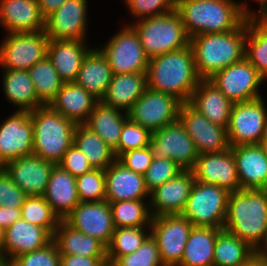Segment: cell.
I'll list each match as a JSON object with an SVG mask.
<instances>
[{"mask_svg": "<svg viewBox=\"0 0 267 266\" xmlns=\"http://www.w3.org/2000/svg\"><path fill=\"white\" fill-rule=\"evenodd\" d=\"M247 0H176L189 38L206 33H224L239 28L249 17H256Z\"/></svg>", "mask_w": 267, "mask_h": 266, "instance_id": "6da1fadb", "label": "cell"}, {"mask_svg": "<svg viewBox=\"0 0 267 266\" xmlns=\"http://www.w3.org/2000/svg\"><path fill=\"white\" fill-rule=\"evenodd\" d=\"M223 229L263 252L267 248V189L229 193Z\"/></svg>", "mask_w": 267, "mask_h": 266, "instance_id": "7a4b0ae2", "label": "cell"}, {"mask_svg": "<svg viewBox=\"0 0 267 266\" xmlns=\"http://www.w3.org/2000/svg\"><path fill=\"white\" fill-rule=\"evenodd\" d=\"M147 87L189 102L202 78L199 76L190 44L182 49L149 59Z\"/></svg>", "mask_w": 267, "mask_h": 266, "instance_id": "3957f363", "label": "cell"}, {"mask_svg": "<svg viewBox=\"0 0 267 266\" xmlns=\"http://www.w3.org/2000/svg\"><path fill=\"white\" fill-rule=\"evenodd\" d=\"M247 20L235 30L206 33L190 38L197 72L202 79L241 61L245 57Z\"/></svg>", "mask_w": 267, "mask_h": 266, "instance_id": "277c9868", "label": "cell"}, {"mask_svg": "<svg viewBox=\"0 0 267 266\" xmlns=\"http://www.w3.org/2000/svg\"><path fill=\"white\" fill-rule=\"evenodd\" d=\"M30 118L33 123V154L58 164L73 145L76 124L49 105L30 112Z\"/></svg>", "mask_w": 267, "mask_h": 266, "instance_id": "5b68a950", "label": "cell"}, {"mask_svg": "<svg viewBox=\"0 0 267 266\" xmlns=\"http://www.w3.org/2000/svg\"><path fill=\"white\" fill-rule=\"evenodd\" d=\"M128 25H131L139 35L141 44L149 59L182 49L190 43V38L176 9L163 15L136 22L130 21Z\"/></svg>", "mask_w": 267, "mask_h": 266, "instance_id": "8992f818", "label": "cell"}, {"mask_svg": "<svg viewBox=\"0 0 267 266\" xmlns=\"http://www.w3.org/2000/svg\"><path fill=\"white\" fill-rule=\"evenodd\" d=\"M228 196L224 188L195 180L181 216L195 227L223 229Z\"/></svg>", "mask_w": 267, "mask_h": 266, "instance_id": "52a82bcc", "label": "cell"}, {"mask_svg": "<svg viewBox=\"0 0 267 266\" xmlns=\"http://www.w3.org/2000/svg\"><path fill=\"white\" fill-rule=\"evenodd\" d=\"M98 48L106 56L113 75L147 72L148 61L139 35L128 24Z\"/></svg>", "mask_w": 267, "mask_h": 266, "instance_id": "ba28073f", "label": "cell"}, {"mask_svg": "<svg viewBox=\"0 0 267 266\" xmlns=\"http://www.w3.org/2000/svg\"><path fill=\"white\" fill-rule=\"evenodd\" d=\"M49 40L45 30L5 33L0 43V68L29 70L47 56Z\"/></svg>", "mask_w": 267, "mask_h": 266, "instance_id": "9c48e42d", "label": "cell"}, {"mask_svg": "<svg viewBox=\"0 0 267 266\" xmlns=\"http://www.w3.org/2000/svg\"><path fill=\"white\" fill-rule=\"evenodd\" d=\"M148 148L155 159H170L183 170H191L199 153L193 140L177 120L152 133Z\"/></svg>", "mask_w": 267, "mask_h": 266, "instance_id": "30bf717a", "label": "cell"}, {"mask_svg": "<svg viewBox=\"0 0 267 266\" xmlns=\"http://www.w3.org/2000/svg\"><path fill=\"white\" fill-rule=\"evenodd\" d=\"M209 80L232 103L262 98L260 87L265 82V79L245 57L219 70Z\"/></svg>", "mask_w": 267, "mask_h": 266, "instance_id": "8fae6325", "label": "cell"}, {"mask_svg": "<svg viewBox=\"0 0 267 266\" xmlns=\"http://www.w3.org/2000/svg\"><path fill=\"white\" fill-rule=\"evenodd\" d=\"M263 98L233 103L227 126L230 147L261 144L267 116Z\"/></svg>", "mask_w": 267, "mask_h": 266, "instance_id": "7c38bea8", "label": "cell"}, {"mask_svg": "<svg viewBox=\"0 0 267 266\" xmlns=\"http://www.w3.org/2000/svg\"><path fill=\"white\" fill-rule=\"evenodd\" d=\"M181 104L174 96L147 87L127 114L131 121L153 133L178 120Z\"/></svg>", "mask_w": 267, "mask_h": 266, "instance_id": "4fadbf2b", "label": "cell"}, {"mask_svg": "<svg viewBox=\"0 0 267 266\" xmlns=\"http://www.w3.org/2000/svg\"><path fill=\"white\" fill-rule=\"evenodd\" d=\"M150 228L163 265L177 266L183 257L192 223L181 215H162L152 217Z\"/></svg>", "mask_w": 267, "mask_h": 266, "instance_id": "5bb4252c", "label": "cell"}, {"mask_svg": "<svg viewBox=\"0 0 267 266\" xmlns=\"http://www.w3.org/2000/svg\"><path fill=\"white\" fill-rule=\"evenodd\" d=\"M178 120L193 140L199 155L230 148L227 128L210 122L188 102L181 104Z\"/></svg>", "mask_w": 267, "mask_h": 266, "instance_id": "9a60e30c", "label": "cell"}, {"mask_svg": "<svg viewBox=\"0 0 267 266\" xmlns=\"http://www.w3.org/2000/svg\"><path fill=\"white\" fill-rule=\"evenodd\" d=\"M88 0H66L45 19V33L50 40L87 41Z\"/></svg>", "mask_w": 267, "mask_h": 266, "instance_id": "2e32d148", "label": "cell"}, {"mask_svg": "<svg viewBox=\"0 0 267 266\" xmlns=\"http://www.w3.org/2000/svg\"><path fill=\"white\" fill-rule=\"evenodd\" d=\"M0 122V163L33 154V123L28 111H14Z\"/></svg>", "mask_w": 267, "mask_h": 266, "instance_id": "e0dca14e", "label": "cell"}, {"mask_svg": "<svg viewBox=\"0 0 267 266\" xmlns=\"http://www.w3.org/2000/svg\"><path fill=\"white\" fill-rule=\"evenodd\" d=\"M191 170L198 182L217 185L229 193L241 190L231 147L221 152L200 154Z\"/></svg>", "mask_w": 267, "mask_h": 266, "instance_id": "ac0fdd59", "label": "cell"}, {"mask_svg": "<svg viewBox=\"0 0 267 266\" xmlns=\"http://www.w3.org/2000/svg\"><path fill=\"white\" fill-rule=\"evenodd\" d=\"M64 221L76 230L96 238L106 247L114 233L109 202H80Z\"/></svg>", "mask_w": 267, "mask_h": 266, "instance_id": "d6986e66", "label": "cell"}, {"mask_svg": "<svg viewBox=\"0 0 267 266\" xmlns=\"http://www.w3.org/2000/svg\"><path fill=\"white\" fill-rule=\"evenodd\" d=\"M54 165L32 154L7 162L3 169L27 196H43Z\"/></svg>", "mask_w": 267, "mask_h": 266, "instance_id": "ffe728a7", "label": "cell"}, {"mask_svg": "<svg viewBox=\"0 0 267 266\" xmlns=\"http://www.w3.org/2000/svg\"><path fill=\"white\" fill-rule=\"evenodd\" d=\"M194 182L192 170H182L151 191L149 204L152 217L181 215Z\"/></svg>", "mask_w": 267, "mask_h": 266, "instance_id": "44dd1931", "label": "cell"}, {"mask_svg": "<svg viewBox=\"0 0 267 266\" xmlns=\"http://www.w3.org/2000/svg\"><path fill=\"white\" fill-rule=\"evenodd\" d=\"M241 190L267 189V148L262 144L231 146Z\"/></svg>", "mask_w": 267, "mask_h": 266, "instance_id": "7402d4cb", "label": "cell"}, {"mask_svg": "<svg viewBox=\"0 0 267 266\" xmlns=\"http://www.w3.org/2000/svg\"><path fill=\"white\" fill-rule=\"evenodd\" d=\"M0 27L5 33L45 30L37 0H0Z\"/></svg>", "mask_w": 267, "mask_h": 266, "instance_id": "603a6c76", "label": "cell"}, {"mask_svg": "<svg viewBox=\"0 0 267 266\" xmlns=\"http://www.w3.org/2000/svg\"><path fill=\"white\" fill-rule=\"evenodd\" d=\"M106 196L108 202L123 200H149L144 175L125 168L115 160L106 170Z\"/></svg>", "mask_w": 267, "mask_h": 266, "instance_id": "cb8c5ba5", "label": "cell"}, {"mask_svg": "<svg viewBox=\"0 0 267 266\" xmlns=\"http://www.w3.org/2000/svg\"><path fill=\"white\" fill-rule=\"evenodd\" d=\"M99 100L75 82H66L49 106L77 124H84Z\"/></svg>", "mask_w": 267, "mask_h": 266, "instance_id": "d4e9b609", "label": "cell"}, {"mask_svg": "<svg viewBox=\"0 0 267 266\" xmlns=\"http://www.w3.org/2000/svg\"><path fill=\"white\" fill-rule=\"evenodd\" d=\"M92 48L88 42L81 40H49L47 57L64 83L74 82Z\"/></svg>", "mask_w": 267, "mask_h": 266, "instance_id": "484cf974", "label": "cell"}, {"mask_svg": "<svg viewBox=\"0 0 267 266\" xmlns=\"http://www.w3.org/2000/svg\"><path fill=\"white\" fill-rule=\"evenodd\" d=\"M210 122L227 128L233 103L209 79H202L188 102Z\"/></svg>", "mask_w": 267, "mask_h": 266, "instance_id": "4316f807", "label": "cell"}, {"mask_svg": "<svg viewBox=\"0 0 267 266\" xmlns=\"http://www.w3.org/2000/svg\"><path fill=\"white\" fill-rule=\"evenodd\" d=\"M53 241V236L40 226L20 218L5 230V255L9 258L36 251Z\"/></svg>", "mask_w": 267, "mask_h": 266, "instance_id": "83f0119b", "label": "cell"}, {"mask_svg": "<svg viewBox=\"0 0 267 266\" xmlns=\"http://www.w3.org/2000/svg\"><path fill=\"white\" fill-rule=\"evenodd\" d=\"M43 197L59 219L64 220L80 203L76 177L59 165H54Z\"/></svg>", "mask_w": 267, "mask_h": 266, "instance_id": "f1b7e54d", "label": "cell"}, {"mask_svg": "<svg viewBox=\"0 0 267 266\" xmlns=\"http://www.w3.org/2000/svg\"><path fill=\"white\" fill-rule=\"evenodd\" d=\"M146 88V72L115 74L101 102L127 113Z\"/></svg>", "mask_w": 267, "mask_h": 266, "instance_id": "f546056e", "label": "cell"}, {"mask_svg": "<svg viewBox=\"0 0 267 266\" xmlns=\"http://www.w3.org/2000/svg\"><path fill=\"white\" fill-rule=\"evenodd\" d=\"M112 77V69L106 56L95 46L84 58L74 82L101 101Z\"/></svg>", "mask_w": 267, "mask_h": 266, "instance_id": "4dcf8cb0", "label": "cell"}, {"mask_svg": "<svg viewBox=\"0 0 267 266\" xmlns=\"http://www.w3.org/2000/svg\"><path fill=\"white\" fill-rule=\"evenodd\" d=\"M2 90L5 99L8 100L16 111L32 112L43 106L38 100L34 84L28 70L2 69Z\"/></svg>", "mask_w": 267, "mask_h": 266, "instance_id": "1f68e13d", "label": "cell"}, {"mask_svg": "<svg viewBox=\"0 0 267 266\" xmlns=\"http://www.w3.org/2000/svg\"><path fill=\"white\" fill-rule=\"evenodd\" d=\"M60 255H81L85 257H107V247L89 235L82 233L60 220L53 234Z\"/></svg>", "mask_w": 267, "mask_h": 266, "instance_id": "d6a6232c", "label": "cell"}, {"mask_svg": "<svg viewBox=\"0 0 267 266\" xmlns=\"http://www.w3.org/2000/svg\"><path fill=\"white\" fill-rule=\"evenodd\" d=\"M128 119L125 111L109 107L99 101L84 123L86 127L99 135L114 151L117 158V146L124 122Z\"/></svg>", "mask_w": 267, "mask_h": 266, "instance_id": "836d02e7", "label": "cell"}, {"mask_svg": "<svg viewBox=\"0 0 267 266\" xmlns=\"http://www.w3.org/2000/svg\"><path fill=\"white\" fill-rule=\"evenodd\" d=\"M220 230L193 226L177 266H213L214 246Z\"/></svg>", "mask_w": 267, "mask_h": 266, "instance_id": "e575fe53", "label": "cell"}, {"mask_svg": "<svg viewBox=\"0 0 267 266\" xmlns=\"http://www.w3.org/2000/svg\"><path fill=\"white\" fill-rule=\"evenodd\" d=\"M73 144L85 155L93 169L106 170L115 160L114 151L84 124H77Z\"/></svg>", "mask_w": 267, "mask_h": 266, "instance_id": "d590c367", "label": "cell"}, {"mask_svg": "<svg viewBox=\"0 0 267 266\" xmlns=\"http://www.w3.org/2000/svg\"><path fill=\"white\" fill-rule=\"evenodd\" d=\"M245 58L267 81V17L247 19Z\"/></svg>", "mask_w": 267, "mask_h": 266, "instance_id": "8d00e7d4", "label": "cell"}, {"mask_svg": "<svg viewBox=\"0 0 267 266\" xmlns=\"http://www.w3.org/2000/svg\"><path fill=\"white\" fill-rule=\"evenodd\" d=\"M256 253L246 242L221 229L214 246L213 266H243Z\"/></svg>", "mask_w": 267, "mask_h": 266, "instance_id": "74e56055", "label": "cell"}, {"mask_svg": "<svg viewBox=\"0 0 267 266\" xmlns=\"http://www.w3.org/2000/svg\"><path fill=\"white\" fill-rule=\"evenodd\" d=\"M109 205L114 228L150 227L152 214L149 200H123L109 202Z\"/></svg>", "mask_w": 267, "mask_h": 266, "instance_id": "f35d334b", "label": "cell"}, {"mask_svg": "<svg viewBox=\"0 0 267 266\" xmlns=\"http://www.w3.org/2000/svg\"><path fill=\"white\" fill-rule=\"evenodd\" d=\"M28 72L34 84L38 100L43 105H49L64 84L52 62L46 56L32 66Z\"/></svg>", "mask_w": 267, "mask_h": 266, "instance_id": "ab89813d", "label": "cell"}, {"mask_svg": "<svg viewBox=\"0 0 267 266\" xmlns=\"http://www.w3.org/2000/svg\"><path fill=\"white\" fill-rule=\"evenodd\" d=\"M150 235V227L115 228L107 246V262L112 265L120 256L135 252Z\"/></svg>", "mask_w": 267, "mask_h": 266, "instance_id": "60d3db41", "label": "cell"}, {"mask_svg": "<svg viewBox=\"0 0 267 266\" xmlns=\"http://www.w3.org/2000/svg\"><path fill=\"white\" fill-rule=\"evenodd\" d=\"M21 218L45 228L52 236L60 222L59 217L53 212L43 196H27L21 206Z\"/></svg>", "mask_w": 267, "mask_h": 266, "instance_id": "b9f144b4", "label": "cell"}, {"mask_svg": "<svg viewBox=\"0 0 267 266\" xmlns=\"http://www.w3.org/2000/svg\"><path fill=\"white\" fill-rule=\"evenodd\" d=\"M105 170L92 169L76 177V188L80 202H100L106 196Z\"/></svg>", "mask_w": 267, "mask_h": 266, "instance_id": "7bdbcfd3", "label": "cell"}, {"mask_svg": "<svg viewBox=\"0 0 267 266\" xmlns=\"http://www.w3.org/2000/svg\"><path fill=\"white\" fill-rule=\"evenodd\" d=\"M111 266H164L158 244L150 235L133 253L120 256Z\"/></svg>", "mask_w": 267, "mask_h": 266, "instance_id": "ee69618b", "label": "cell"}, {"mask_svg": "<svg viewBox=\"0 0 267 266\" xmlns=\"http://www.w3.org/2000/svg\"><path fill=\"white\" fill-rule=\"evenodd\" d=\"M133 21L163 15L175 9L176 0H122Z\"/></svg>", "mask_w": 267, "mask_h": 266, "instance_id": "f6af8a7d", "label": "cell"}, {"mask_svg": "<svg viewBox=\"0 0 267 266\" xmlns=\"http://www.w3.org/2000/svg\"><path fill=\"white\" fill-rule=\"evenodd\" d=\"M152 133L134 123L129 118L124 122L121 137L117 146V157L130 150L141 149L149 145Z\"/></svg>", "mask_w": 267, "mask_h": 266, "instance_id": "bcb514c9", "label": "cell"}, {"mask_svg": "<svg viewBox=\"0 0 267 266\" xmlns=\"http://www.w3.org/2000/svg\"><path fill=\"white\" fill-rule=\"evenodd\" d=\"M183 169L179 167L174 161L166 158L155 159L147 169L144 175L145 187L149 191H153L156 187L170 181Z\"/></svg>", "mask_w": 267, "mask_h": 266, "instance_id": "7dc6e473", "label": "cell"}, {"mask_svg": "<svg viewBox=\"0 0 267 266\" xmlns=\"http://www.w3.org/2000/svg\"><path fill=\"white\" fill-rule=\"evenodd\" d=\"M13 266H60V253L52 241L46 247L12 258Z\"/></svg>", "mask_w": 267, "mask_h": 266, "instance_id": "c3c4849f", "label": "cell"}, {"mask_svg": "<svg viewBox=\"0 0 267 266\" xmlns=\"http://www.w3.org/2000/svg\"><path fill=\"white\" fill-rule=\"evenodd\" d=\"M27 195L13 182L3 169L0 171V206L21 208Z\"/></svg>", "mask_w": 267, "mask_h": 266, "instance_id": "681fc988", "label": "cell"}, {"mask_svg": "<svg viewBox=\"0 0 267 266\" xmlns=\"http://www.w3.org/2000/svg\"><path fill=\"white\" fill-rule=\"evenodd\" d=\"M116 160L125 168L135 173L145 175L152 163L153 156L147 146L141 149L123 152L116 158Z\"/></svg>", "mask_w": 267, "mask_h": 266, "instance_id": "f907efd6", "label": "cell"}, {"mask_svg": "<svg viewBox=\"0 0 267 266\" xmlns=\"http://www.w3.org/2000/svg\"><path fill=\"white\" fill-rule=\"evenodd\" d=\"M57 165L74 177H78L93 169L85 155L74 144L64 153V156Z\"/></svg>", "mask_w": 267, "mask_h": 266, "instance_id": "816d5d0a", "label": "cell"}, {"mask_svg": "<svg viewBox=\"0 0 267 266\" xmlns=\"http://www.w3.org/2000/svg\"><path fill=\"white\" fill-rule=\"evenodd\" d=\"M107 257H85L81 255H60V266H103Z\"/></svg>", "mask_w": 267, "mask_h": 266, "instance_id": "f5cc1de1", "label": "cell"}, {"mask_svg": "<svg viewBox=\"0 0 267 266\" xmlns=\"http://www.w3.org/2000/svg\"><path fill=\"white\" fill-rule=\"evenodd\" d=\"M21 218V208H7L0 206V228L6 230Z\"/></svg>", "mask_w": 267, "mask_h": 266, "instance_id": "db71d44e", "label": "cell"}, {"mask_svg": "<svg viewBox=\"0 0 267 266\" xmlns=\"http://www.w3.org/2000/svg\"><path fill=\"white\" fill-rule=\"evenodd\" d=\"M41 15L46 19L54 13L66 0H37Z\"/></svg>", "mask_w": 267, "mask_h": 266, "instance_id": "11a10c76", "label": "cell"}, {"mask_svg": "<svg viewBox=\"0 0 267 266\" xmlns=\"http://www.w3.org/2000/svg\"><path fill=\"white\" fill-rule=\"evenodd\" d=\"M243 266H267V254L257 252L246 264Z\"/></svg>", "mask_w": 267, "mask_h": 266, "instance_id": "9f6ffc18", "label": "cell"}, {"mask_svg": "<svg viewBox=\"0 0 267 266\" xmlns=\"http://www.w3.org/2000/svg\"><path fill=\"white\" fill-rule=\"evenodd\" d=\"M259 2V10H256V17H267V0H253Z\"/></svg>", "mask_w": 267, "mask_h": 266, "instance_id": "6f0895ef", "label": "cell"}, {"mask_svg": "<svg viewBox=\"0 0 267 266\" xmlns=\"http://www.w3.org/2000/svg\"><path fill=\"white\" fill-rule=\"evenodd\" d=\"M5 255V230L0 228V256Z\"/></svg>", "mask_w": 267, "mask_h": 266, "instance_id": "680465c9", "label": "cell"}, {"mask_svg": "<svg viewBox=\"0 0 267 266\" xmlns=\"http://www.w3.org/2000/svg\"><path fill=\"white\" fill-rule=\"evenodd\" d=\"M0 266H13L12 259L6 255L0 256Z\"/></svg>", "mask_w": 267, "mask_h": 266, "instance_id": "91938a15", "label": "cell"}, {"mask_svg": "<svg viewBox=\"0 0 267 266\" xmlns=\"http://www.w3.org/2000/svg\"><path fill=\"white\" fill-rule=\"evenodd\" d=\"M261 144L265 148H267V116H266V120H265V126H264V130H263V136H262Z\"/></svg>", "mask_w": 267, "mask_h": 266, "instance_id": "94428289", "label": "cell"}, {"mask_svg": "<svg viewBox=\"0 0 267 266\" xmlns=\"http://www.w3.org/2000/svg\"><path fill=\"white\" fill-rule=\"evenodd\" d=\"M3 170V165L0 163V171Z\"/></svg>", "mask_w": 267, "mask_h": 266, "instance_id": "6125c7cd", "label": "cell"}, {"mask_svg": "<svg viewBox=\"0 0 267 266\" xmlns=\"http://www.w3.org/2000/svg\"><path fill=\"white\" fill-rule=\"evenodd\" d=\"M103 266H111L109 263H105Z\"/></svg>", "mask_w": 267, "mask_h": 266, "instance_id": "be15d7a7", "label": "cell"}, {"mask_svg": "<svg viewBox=\"0 0 267 266\" xmlns=\"http://www.w3.org/2000/svg\"><path fill=\"white\" fill-rule=\"evenodd\" d=\"M262 253H265V254H267V248L262 252Z\"/></svg>", "mask_w": 267, "mask_h": 266, "instance_id": "e7e4bbea", "label": "cell"}]
</instances>
